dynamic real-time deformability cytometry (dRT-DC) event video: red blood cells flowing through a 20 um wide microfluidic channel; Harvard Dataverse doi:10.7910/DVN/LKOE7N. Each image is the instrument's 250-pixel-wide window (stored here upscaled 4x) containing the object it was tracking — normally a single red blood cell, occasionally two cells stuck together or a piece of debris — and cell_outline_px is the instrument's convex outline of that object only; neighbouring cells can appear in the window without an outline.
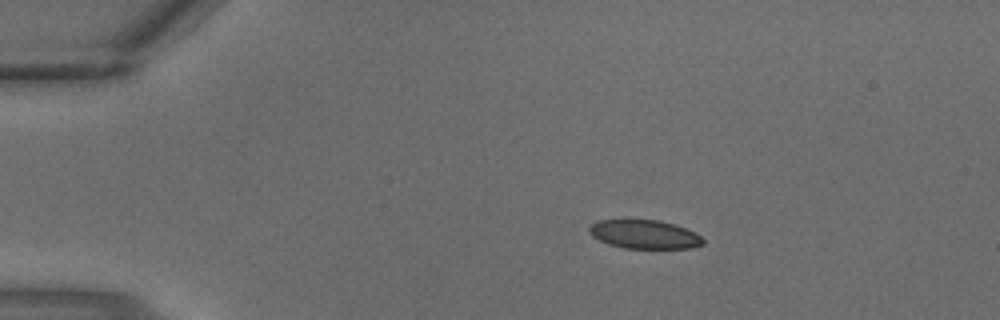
{"species": "common noctule bat (a hibernating species)", "species_latin": "Nyctalus noctula", "temperature_condition": "warm", "stored_images_in_passage": 2, "camera_frame_rate_fps": 3000, "um_per_image_px": 0.085, "animal": {"sex": "male", "body_mass_g": 18.8}, "frame": {"image": 1, "passage_image": 1, "time_ms": 0.0, "image_size_px": [1000, 320], "cell_outline_px": [[704, 244], [692, 248], [624, 248], [608, 244], [592, 236], [588, 232], [588, 228], [596, 220], [624, 216], [660, 220], [696, 232], [704, 240]], "centroid_in_image_um": [54.7, 19.86], "position_along_channel_um": 30.3, "area_um2": 19.94}}
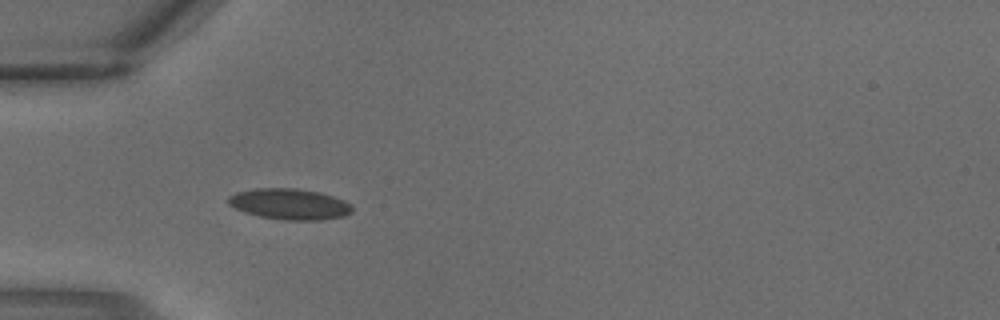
{"frame": {"image": 2, "passage_image": 2, "time_ms": 0.333, "image_size_px": [1000, 320], "cell_outline_px": [[352, 212], [344, 216], [320, 220], [284, 220], [260, 216], [244, 212], [228, 204], [228, 196], [236, 192], [256, 188], [296, 188], [320, 192], [344, 200], [352, 204]], "centroid_in_image_um": [24.62, 17.34], "position_along_channel_um": 60.4, "area_um2": 22.37}}